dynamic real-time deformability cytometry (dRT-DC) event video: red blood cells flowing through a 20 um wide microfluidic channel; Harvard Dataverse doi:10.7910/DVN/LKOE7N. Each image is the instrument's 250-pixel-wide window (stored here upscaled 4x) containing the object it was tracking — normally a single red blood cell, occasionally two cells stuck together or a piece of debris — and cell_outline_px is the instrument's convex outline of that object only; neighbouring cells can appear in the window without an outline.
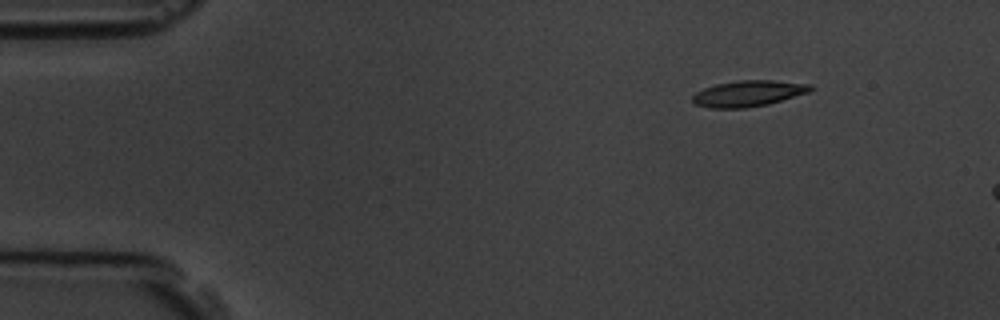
{"species": "common noctule bat (a hibernating species)", "species_latin": "Nyctalus noctula", "temperature_condition": "room temperature", "stored_images_in_passage": 4, "camera_frame_rate_fps": 3000, "um_per_image_px": 0.085, "animal": {"sex": "male", "body_mass_g": 19.5, "forearm_length_mm": 54.6}, "frame": {"image": 1, "passage_image": 4, "time_ms": 4.333, "image_size_px": [1000, 320], "cell_outline_px": [[816, 88], [808, 92], [768, 104], [744, 108], [708, 108], [696, 104], [692, 100], [692, 96], [696, 92], [704, 88], [716, 84], [740, 80], [772, 80], [812, 84]], "centroid_in_image_um": [63.62, 7.94], "position_along_channel_um": 21.4, "area_um2": 17.86}}